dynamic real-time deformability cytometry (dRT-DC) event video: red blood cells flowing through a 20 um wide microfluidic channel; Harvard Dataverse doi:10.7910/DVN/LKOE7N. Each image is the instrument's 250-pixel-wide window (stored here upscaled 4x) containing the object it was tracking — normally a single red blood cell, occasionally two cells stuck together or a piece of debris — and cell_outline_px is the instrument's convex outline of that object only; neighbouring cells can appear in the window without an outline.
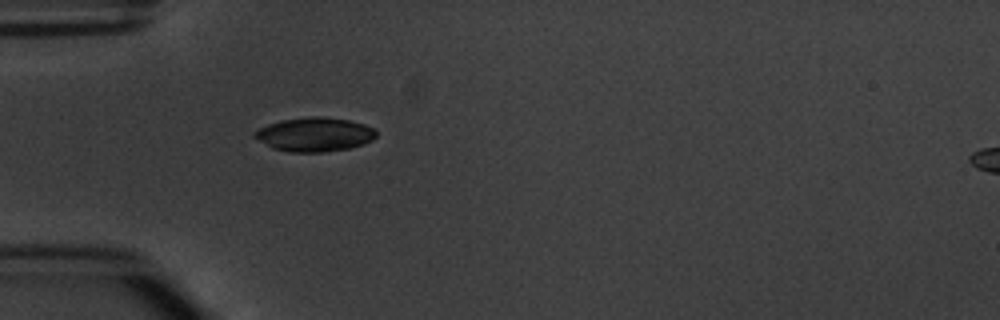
{"species": "common noctule bat (a hibernating species)", "species_latin": "Nyctalus noctula", "temperature_condition": "warm", "stored_images_in_passage": 5, "camera_frame_rate_fps": 3000, "um_per_image_px": 0.085, "animal": {"sex": "male", "body_mass_g": 20.1, "forearm_length_mm": 53.5}, "frame": {"image": 1, "passage_image": 5, "time_ms": 4.667, "image_size_px": [1000, 320], "cell_outline_px": [[376, 136], [372, 140], [364, 144], [348, 148], [324, 152], [288, 152], [272, 148], [252, 136], [252, 132], [268, 124], [280, 120], [312, 116], [320, 116], [348, 120], [364, 124], [372, 128], [376, 132]], "centroid_in_image_um": [26.71, 11.43], "position_along_channel_um": 58.3, "area_um2": 24.1}}